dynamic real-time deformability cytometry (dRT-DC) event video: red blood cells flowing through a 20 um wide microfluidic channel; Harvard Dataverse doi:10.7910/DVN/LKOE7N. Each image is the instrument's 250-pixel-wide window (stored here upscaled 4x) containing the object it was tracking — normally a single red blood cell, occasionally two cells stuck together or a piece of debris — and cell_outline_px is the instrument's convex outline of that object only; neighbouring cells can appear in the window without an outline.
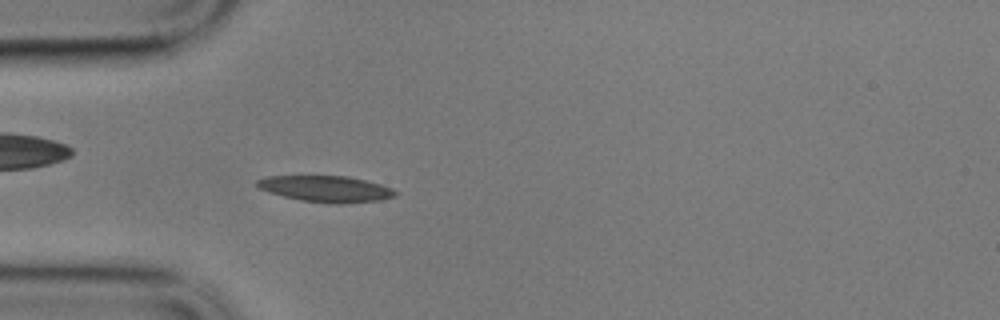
{"species": "common noctule bat (a hibernating species)", "species_latin": "Nyctalus noctula", "temperature_condition": "cold", "stored_images_in_passage": 56, "camera_frame_rate_fps": 3000, "um_per_image_px": 0.085, "animal": {"sex": "male", "body_mass_g": 17.9}, "frame": {"image": 1, "passage_image": 14, "time_ms": 4.333, "image_size_px": [1000, 320], "cell_outline_px": [[396, 196], [380, 200], [344, 204], [332, 204], [300, 200], [268, 192], [260, 188], [256, 184], [256, 180], [264, 176], [348, 176], [380, 184], [392, 188], [396, 192]], "centroid_in_image_um": [27.7, 16.06], "position_along_channel_um": 57.3, "area_um2": 21.15}}
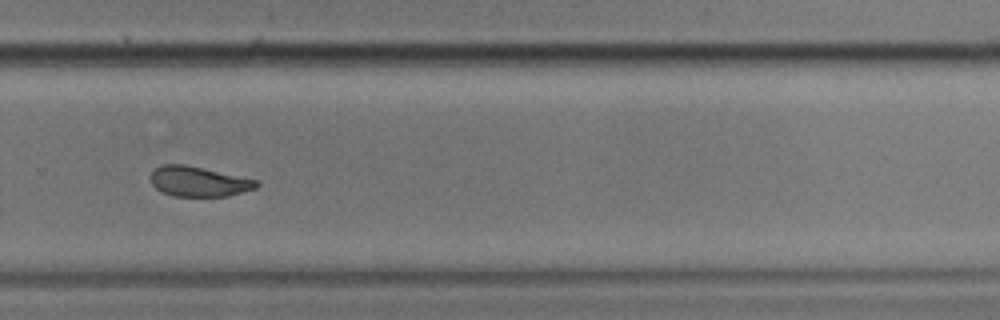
{"frame": {"image": 2, "passage_image": 37, "time_ms": 12.0, "image_size_px": [1000, 320], "cell_outline_px": [[260, 184], [256, 188], [244, 192], [228, 196], [176, 196], [160, 192], [152, 184], [148, 176], [156, 168], [164, 164], [184, 164], [260, 180]], "centroid_in_image_um": [16.9, 15.43], "position_along_channel_um": 312.9, "area_um2": 18.73}}
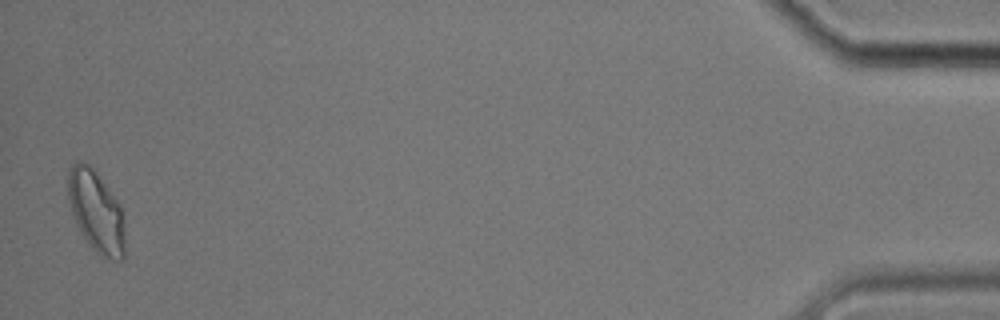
{"frame": {"image": 3, "passage_image": 55, "time_ms": 18.0, "image_size_px": [1000, 320], "cell_outline_px": [[124, 260], [112, 260], [100, 256], [84, 236], [76, 224], [68, 200], [68, 168], [76, 160], [80, 160], [88, 164], [96, 172], [120, 204], [124, 216]], "centroid_in_image_um": [8.18, 17.96], "position_along_channel_um": 427.0, "area_um2": 27.05}, "authors_computed_cell_mechanics": {"area_um2": 20.2011, "velocity_mm_per_s": 3.3816, "shape_relaxation_time_tau1_ms": 7.3336, "shape_relaxation_time_tau2_ms": 2.1707, "deformation_change_tau1": 0.1603, "deformation_change_tau2": 0.0732}}